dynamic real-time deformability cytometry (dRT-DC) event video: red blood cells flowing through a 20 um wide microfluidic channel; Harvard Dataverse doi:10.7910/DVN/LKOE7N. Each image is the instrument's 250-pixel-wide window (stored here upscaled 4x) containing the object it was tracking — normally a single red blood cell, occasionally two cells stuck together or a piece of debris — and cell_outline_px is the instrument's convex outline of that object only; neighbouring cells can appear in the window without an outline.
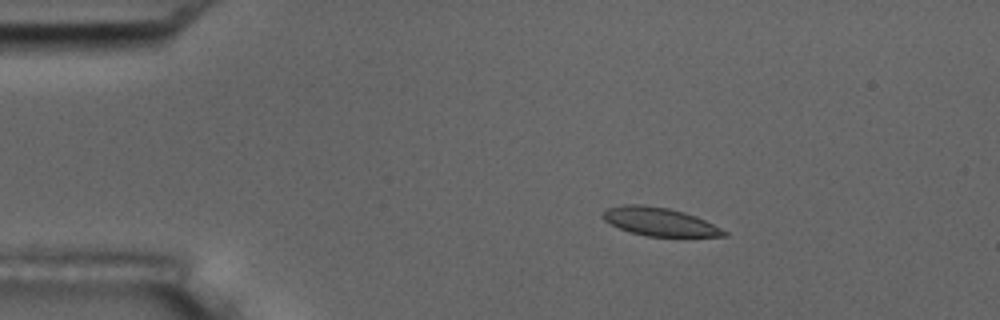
{"species": "common noctule bat (a hibernating species)", "species_latin": "Nyctalus noctula", "temperature_condition": "room temperature", "stored_images_in_passage": 4, "camera_frame_rate_fps": 3000, "um_per_image_px": 0.085, "animal": {"sex": "male", "body_mass_g": 17.5, "forearm_length_mm": 52.3}, "frame": {"image": 1, "passage_image": 2, "time_ms": 1.0, "image_size_px": [1000, 320], "cell_outline_px": [[728, 236], [644, 236], [620, 228], [604, 220], [600, 216], [608, 208], [624, 204], [640, 204], [668, 208], [684, 212], [696, 216], [728, 232]], "centroid_in_image_um": [56.05, 18.84], "position_along_channel_um": 29.0, "area_um2": 19.71}}
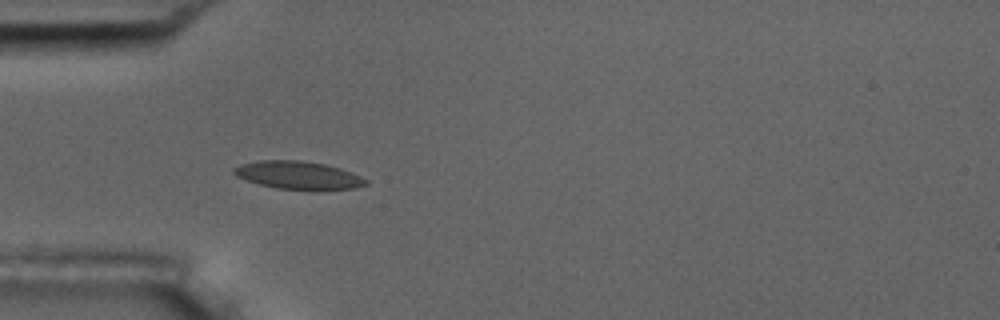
{"frame": {"image": 2, "passage_image": 4, "time_ms": 3.333, "image_size_px": [1000, 320], "cell_outline_px": [[368, 184], [356, 188], [312, 192], [308, 192], [276, 188], [260, 184], [236, 176], [232, 172], [232, 168], [240, 164], [260, 160], [300, 160], [324, 164], [340, 168], [360, 176], [368, 180]], "centroid_in_image_um": [25.38, 14.93], "position_along_channel_um": 59.6, "area_um2": 22.08}}